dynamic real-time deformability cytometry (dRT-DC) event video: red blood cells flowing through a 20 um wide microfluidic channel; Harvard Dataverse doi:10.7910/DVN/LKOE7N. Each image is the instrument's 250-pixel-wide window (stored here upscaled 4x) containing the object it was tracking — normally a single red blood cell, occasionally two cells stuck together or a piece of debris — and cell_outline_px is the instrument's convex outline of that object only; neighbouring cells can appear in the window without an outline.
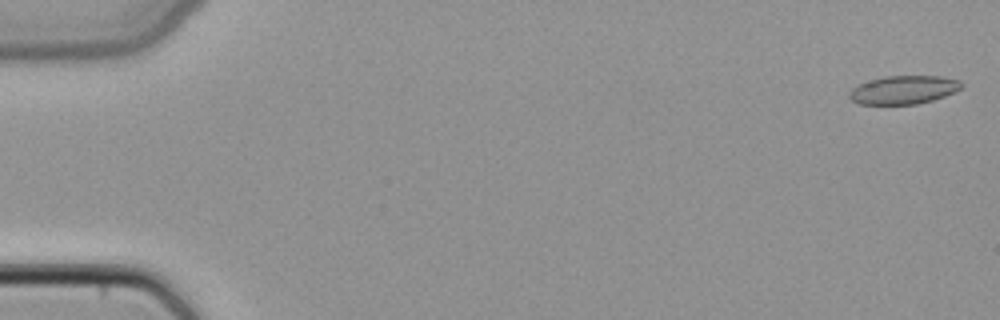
{"species": "common noctule bat (a hibernating species)", "species_latin": "Nyctalus noctula", "temperature_condition": "cold", "stored_images_in_passage": 49, "camera_frame_rate_fps": 3000, "um_per_image_px": 0.085, "animal": {"sex": "female", "body_mass_g": 22.7, "forearm_length_mm": 54.2}, "frame": {"image": 1, "passage_image": 1, "time_ms": 0.0, "image_size_px": [1000, 320], "cell_outline_px": [[964, 84], [960, 88], [944, 96], [932, 100], [916, 104], [860, 104], [852, 100], [848, 96], [848, 92], [856, 84], [884, 76], [940, 76], [960, 80]], "centroid_in_image_um": [76.77, 7.63], "position_along_channel_um": 8.2, "area_um2": 18.55}}
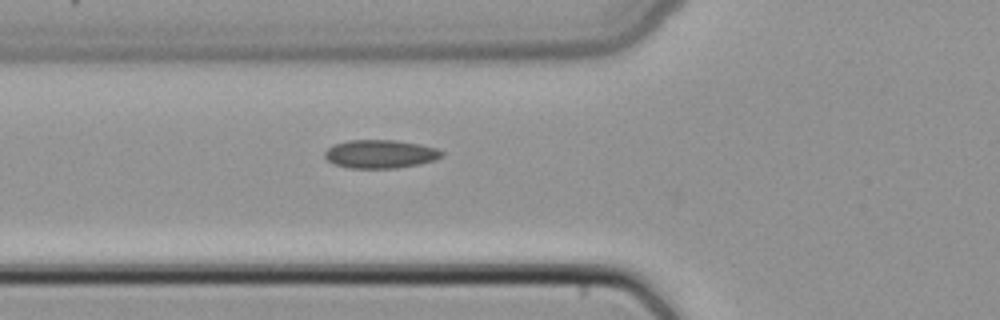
{"frame": {"image": 2, "passage_image": 18, "time_ms": 5.667, "image_size_px": [1000, 320], "cell_outline_px": [[444, 156], [436, 160], [420, 164], [396, 168], [348, 168], [332, 164], [324, 156], [324, 152], [328, 148], [336, 144], [348, 140], [396, 140], [420, 144], [436, 148], [444, 152]], "centroid_in_image_um": [32.35, 13.1], "position_along_channel_um": 93.5, "area_um2": 19.54}}
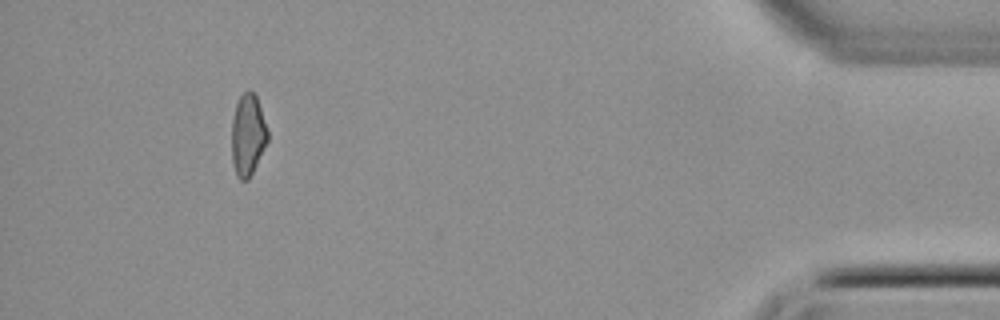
{"frame": {"image": 3, "passage_image": 45, "time_ms": 14.667, "image_size_px": [1000, 320], "cell_outline_px": [[268, 140], [248, 180], [240, 180], [236, 176], [232, 164], [232, 120], [236, 104], [240, 96], [248, 88], [256, 96], [268, 132]], "centroid_in_image_um": [21.04, 11.48], "position_along_channel_um": 414.2, "area_um2": 16.94}}